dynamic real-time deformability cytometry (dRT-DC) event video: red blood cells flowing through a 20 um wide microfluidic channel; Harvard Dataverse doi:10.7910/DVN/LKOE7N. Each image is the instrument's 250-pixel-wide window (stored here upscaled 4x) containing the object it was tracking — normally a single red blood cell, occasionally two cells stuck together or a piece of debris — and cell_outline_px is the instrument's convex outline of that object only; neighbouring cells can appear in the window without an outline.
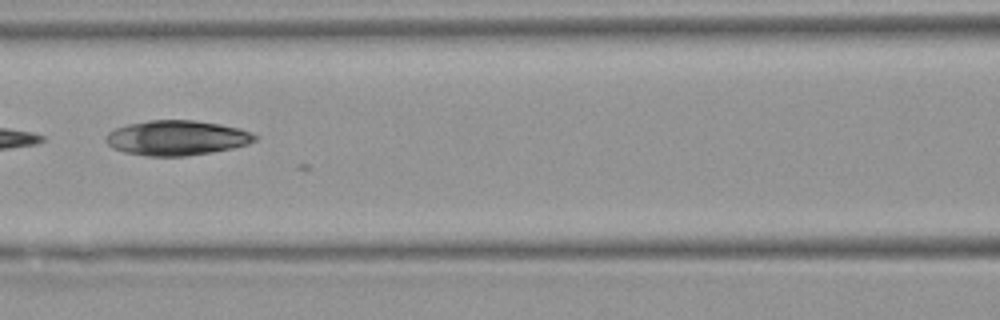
{"species": "Egyptian fruit bat (a non-hibernating species)", "species_latin": "Rousettus aegyptiacus", "temperature_condition": "warm", "stored_images_in_passage": 6, "camera_frame_rate_fps": 3000, "um_per_image_px": 0.085, "animal": {"sex": "female"}, "frame": {"image": 1, "passage_image": 6, "time_ms": 6.667, "image_size_px": [1000, 320], "cell_outline_px": [[260, 136], [256, 140], [248, 144], [232, 148], [212, 152], [184, 156], [144, 156], [124, 152], [112, 148], [104, 140], [104, 136], [108, 132], [116, 128], [128, 124], [148, 120], [196, 120], [220, 124], [240, 128], [252, 132]], "centroid_in_image_um": [15.03, 11.71], "position_along_channel_um": 151.6, "area_um2": 30.63}}